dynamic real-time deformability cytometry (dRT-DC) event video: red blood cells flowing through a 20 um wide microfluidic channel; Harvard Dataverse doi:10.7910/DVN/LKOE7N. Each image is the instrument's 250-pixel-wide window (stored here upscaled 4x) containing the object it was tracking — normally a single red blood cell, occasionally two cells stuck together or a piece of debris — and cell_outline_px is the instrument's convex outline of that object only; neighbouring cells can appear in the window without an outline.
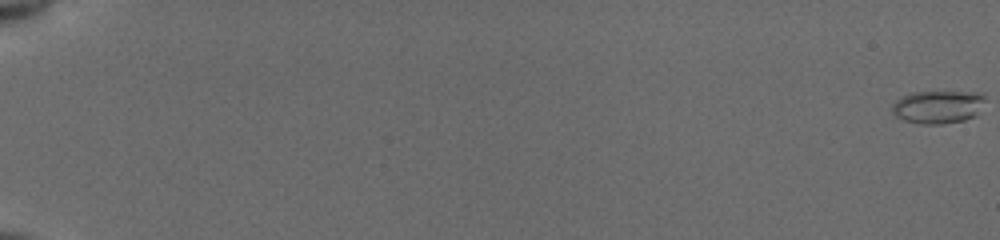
{"species": "common noctule bat (a hibernating species)", "species_latin": "Nyctalus noctula", "temperature_condition": "cold", "stored_images_in_passage": 56, "camera_frame_rate_fps": 3000, "um_per_image_px": 0.085, "animal": {"sex": "female", "body_mass_g": 19.5, "forearm_length_mm": 54.1}, "frame": {"image": 1, "passage_image": 1, "time_ms": 0.0, "image_size_px": [1000, 240], "cell_outline_px": [[984, 100], [976, 116], [964, 120], [940, 124], [920, 124], [904, 120], [892, 116], [892, 104], [896, 100], [912, 92], [960, 92], [984, 96]], "centroid_in_image_um": [79.64, 9.11], "position_along_channel_um": 5.4, "area_um2": 17.63}}
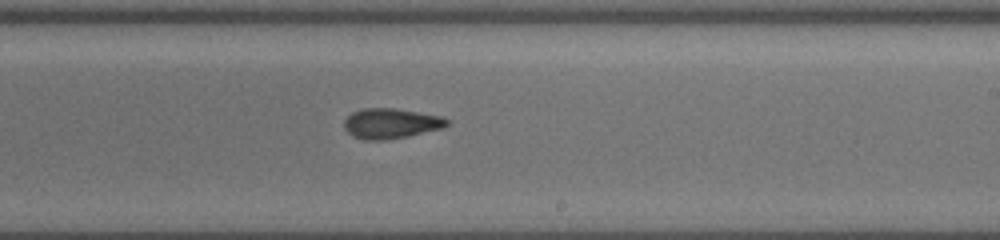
{"frame": {"image": 2, "passage_image": 37, "time_ms": 12.0, "image_size_px": [1000, 240], "cell_outline_px": [[448, 124], [444, 128], [408, 136], [384, 140], [364, 140], [352, 136], [344, 128], [344, 120], [352, 112], [364, 108], [392, 108], [440, 116], [448, 120]], "centroid_in_image_um": [33.2, 10.5], "position_along_channel_um": 255.8, "area_um2": 17.98}}
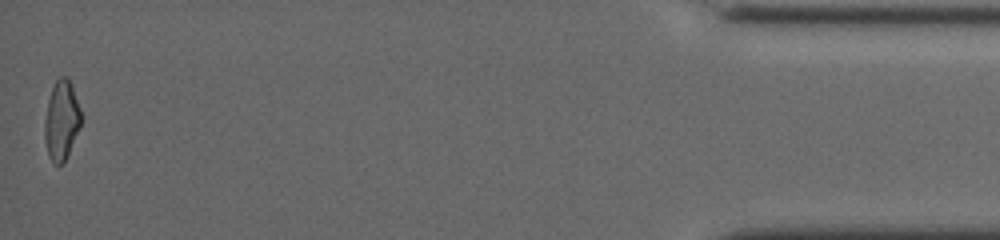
{"frame": {"image": 3, "passage_image": 56, "time_ms": 18.333, "image_size_px": [1000, 240], "cell_outline_px": [[80, 128], [68, 156], [64, 164], [52, 164], [48, 156], [44, 136], [44, 120], [48, 100], [52, 88], [56, 80], [60, 76], [68, 76], [72, 84], [80, 108]], "centroid_in_image_um": [5.22, 10.25], "position_along_channel_um": 430.0, "area_um2": 17.17}, "authors_computed_cell_mechanics": {"area_um2": 17.4267, "velocity_mm_per_s": 3.9512, "shape_relaxation_time_tau1_ms": 5.5278, "shape_relaxation_time_tau2_ms": 4.4376, "deformation_change_tau1": 0.1753, "deformation_change_tau2": 0.1288}}